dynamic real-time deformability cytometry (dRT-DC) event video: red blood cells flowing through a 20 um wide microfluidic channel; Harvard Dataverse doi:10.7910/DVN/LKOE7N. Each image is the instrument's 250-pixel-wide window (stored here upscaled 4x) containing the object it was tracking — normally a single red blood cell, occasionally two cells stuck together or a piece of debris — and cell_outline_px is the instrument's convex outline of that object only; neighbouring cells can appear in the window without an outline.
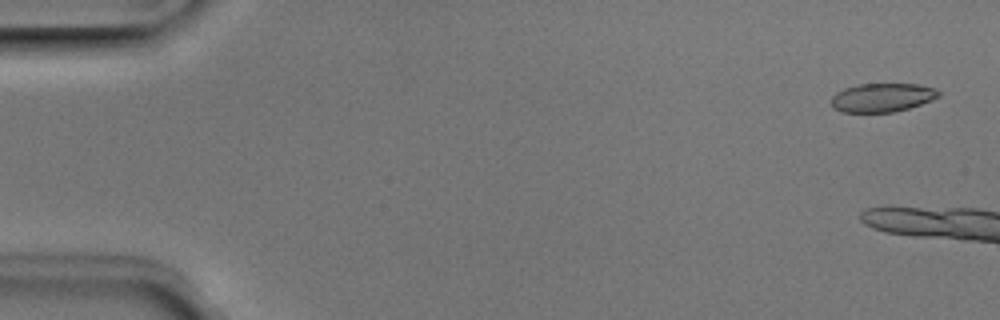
{"species": "Egyptian fruit bat (a non-hibernating species)", "species_latin": "Rousettus aegyptiacus", "temperature_condition": "room temperature", "stored_images_in_passage": 11, "camera_frame_rate_fps": 3000, "um_per_image_px": 0.085, "animal": {"sex": "male"}, "frame": {"image": 1, "passage_image": 2, "time_ms": 0.333, "image_size_px": [1000, 320], "cell_outline_px": [[940, 96], [932, 100], [908, 108], [892, 112], [844, 112], [832, 108], [832, 96], [836, 92], [844, 88], [860, 84], [920, 84], [936, 88], [940, 92]], "centroid_in_image_um": [75.0, 8.28], "position_along_channel_um": 10.0, "area_um2": 17.98}}